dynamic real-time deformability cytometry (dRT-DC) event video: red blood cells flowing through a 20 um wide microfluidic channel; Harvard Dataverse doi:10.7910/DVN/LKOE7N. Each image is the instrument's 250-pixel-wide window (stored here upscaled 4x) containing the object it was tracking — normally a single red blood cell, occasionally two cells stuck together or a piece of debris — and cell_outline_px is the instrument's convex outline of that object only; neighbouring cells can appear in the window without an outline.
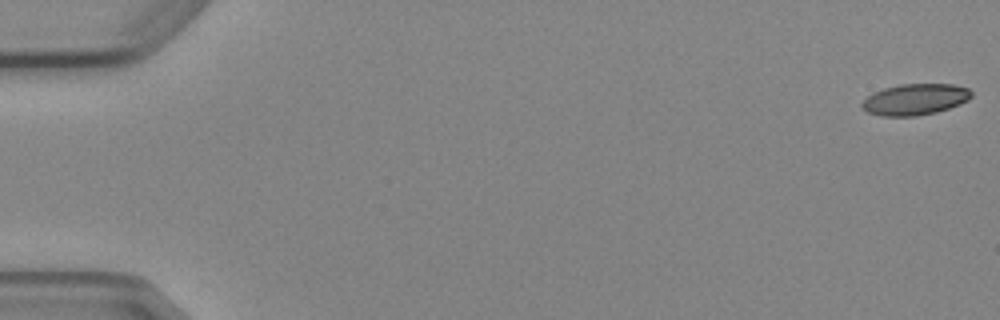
{"species": "Egyptian fruit bat (a non-hibernating species)", "species_latin": "Rousettus aegyptiacus", "temperature_condition": "cold", "stored_images_in_passage": 9, "camera_frame_rate_fps": 3000, "um_per_image_px": 0.085, "animal": {"sex": "female"}, "frame": {"image": 1, "passage_image": 1, "time_ms": 0.0, "image_size_px": [1000, 320], "cell_outline_px": [[972, 96], [968, 100], [960, 104], [936, 112], [916, 116], [884, 116], [868, 112], [860, 104], [872, 92], [884, 88], [900, 84], [952, 84], [968, 88], [972, 92]], "centroid_in_image_um": [77.79, 8.44], "position_along_channel_um": 7.2, "area_um2": 19.83}}
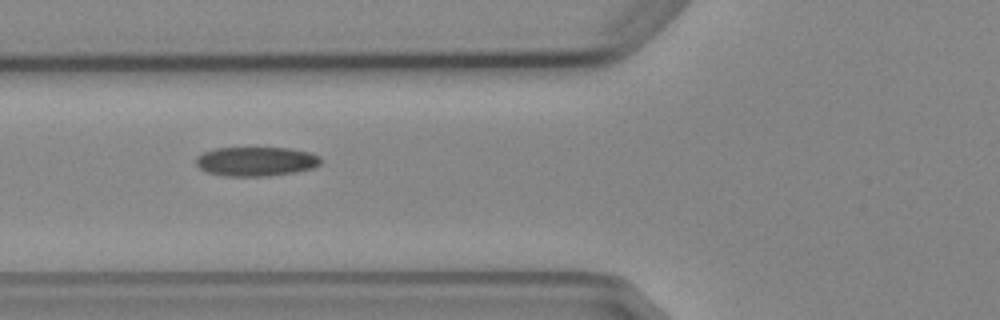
{"frame": {"image": 2, "passage_image": 6, "time_ms": 6.667, "image_size_px": [1000, 320], "cell_outline_px": [[320, 164], [312, 168], [296, 172], [268, 176], [224, 176], [208, 172], [200, 168], [196, 164], [196, 156], [204, 152], [216, 148], [288, 148], [308, 152], [320, 156]], "centroid_in_image_um": [21.75, 13.72], "position_along_channel_um": 104.0, "area_um2": 21.21}}